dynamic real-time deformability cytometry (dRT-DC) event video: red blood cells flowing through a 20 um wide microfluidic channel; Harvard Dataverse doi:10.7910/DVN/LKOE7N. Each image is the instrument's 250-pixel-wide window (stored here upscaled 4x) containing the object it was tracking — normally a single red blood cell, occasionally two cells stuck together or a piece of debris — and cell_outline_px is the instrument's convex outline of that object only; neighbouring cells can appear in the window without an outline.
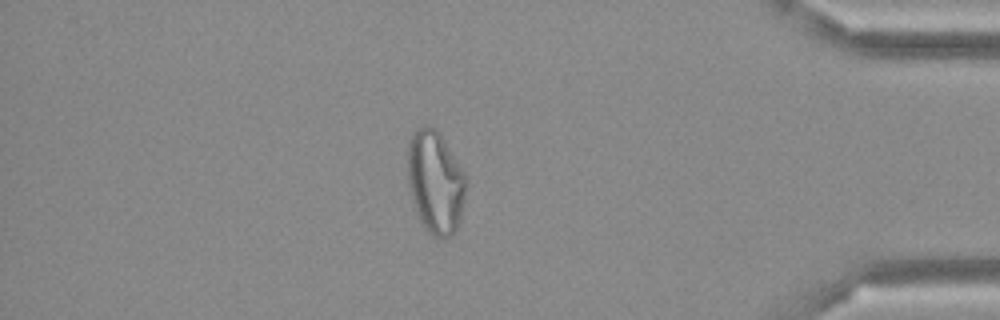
{"species": "Egyptian fruit bat (a non-hibernating species)", "species_latin": "Rousettus aegyptiacus", "temperature_condition": "cold", "stored_images_in_passage": 49, "camera_frame_rate_fps": 3000, "um_per_image_px": 0.085, "frame": {"image": 1, "passage_image": 42, "time_ms": 13.667, "image_size_px": [1000, 320], "cell_outline_px": [[468, 180], [460, 220], [456, 232], [452, 236], [444, 240], [440, 240], [432, 236], [424, 228], [416, 212], [412, 200], [408, 184], [408, 144], [412, 132], [416, 128], [424, 124], [432, 124], [436, 128], [464, 172]], "centroid_in_image_um": [37.01, 15.5], "position_along_channel_um": 398.2, "area_um2": 35.66}}